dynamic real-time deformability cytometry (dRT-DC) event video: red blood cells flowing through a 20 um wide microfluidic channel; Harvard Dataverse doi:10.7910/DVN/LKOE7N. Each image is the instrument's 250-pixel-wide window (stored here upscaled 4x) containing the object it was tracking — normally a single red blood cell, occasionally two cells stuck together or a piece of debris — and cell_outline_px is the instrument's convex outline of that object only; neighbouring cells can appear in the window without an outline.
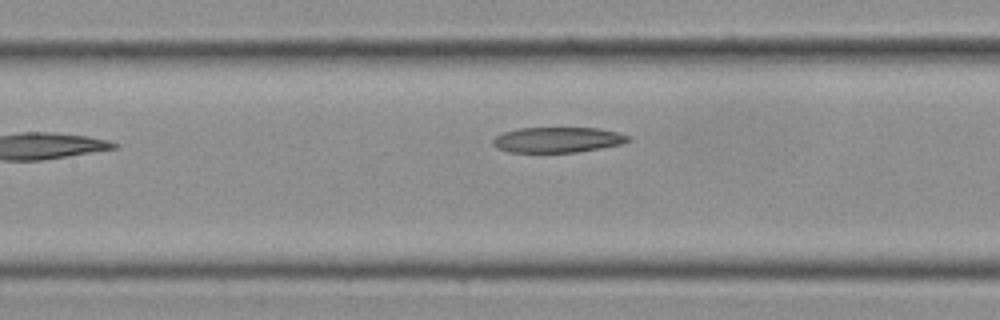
{"species": "Egyptian fruit bat (a non-hibernating species)", "species_latin": "Rousettus aegyptiacus", "temperature_condition": "cold", "stored_images_in_passage": 12, "camera_frame_rate_fps": 3000, "um_per_image_px": 0.085, "frame": {"image": 1, "passage_image": 12, "time_ms": 3.667, "image_size_px": [1000, 320], "cell_outline_px": [[632, 140], [624, 144], [576, 152], [508, 152], [496, 148], [492, 144], [492, 140], [496, 136], [504, 132], [520, 128], [600, 128], [632, 136]], "centroid_in_image_um": [47.43, 11.88], "position_along_channel_um": 160.0, "area_um2": 20.17}}